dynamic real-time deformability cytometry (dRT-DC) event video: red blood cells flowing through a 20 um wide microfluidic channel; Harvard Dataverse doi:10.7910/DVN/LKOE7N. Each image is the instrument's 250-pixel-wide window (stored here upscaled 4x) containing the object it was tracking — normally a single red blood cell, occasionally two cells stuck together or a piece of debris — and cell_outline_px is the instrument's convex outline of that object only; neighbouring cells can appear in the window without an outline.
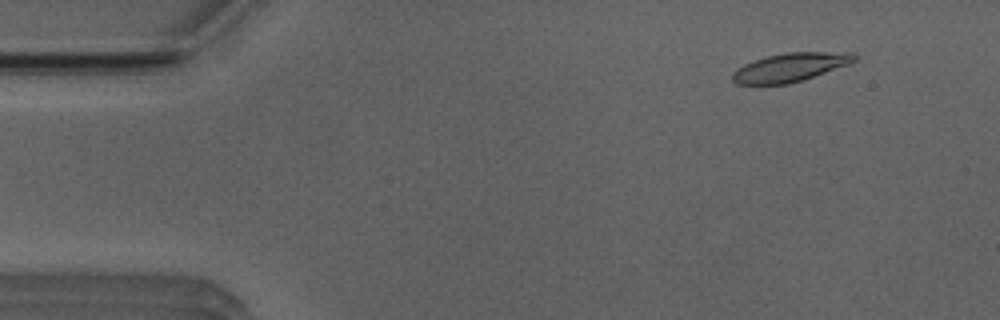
{"species": "Egyptian fruit bat (a non-hibernating species)", "species_latin": "Rousettus aegyptiacus", "temperature_condition": "room temperature", "stored_images_in_passage": 19, "camera_frame_rate_fps": 3000, "um_per_image_px": 0.085, "animal": {"sex": "male"}, "frame": {"image": 1, "passage_image": 5, "time_ms": 1.333, "image_size_px": [1000, 320], "cell_outline_px": [[856, 60], [848, 64], [804, 80], [788, 84], [736, 84], [732, 80], [732, 72], [736, 68], [744, 64], [768, 56], [788, 52], [852, 52], [856, 56]], "centroid_in_image_um": [67.16, 5.72], "position_along_channel_um": 17.8, "area_um2": 20.23}}
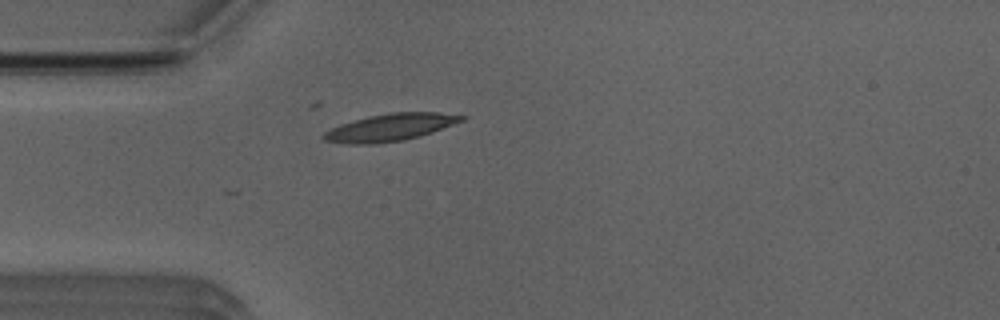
{"frame": {"image": 2, "passage_image": 14, "time_ms": 4.333, "image_size_px": [1000, 320], "cell_outline_px": [[468, 116], [464, 120], [432, 132], [420, 136], [404, 140], [376, 144], [348, 144], [324, 140], [320, 136], [324, 132], [340, 124], [368, 116], [392, 112], [440, 112]], "centroid_in_image_um": [33.17, 10.83], "position_along_channel_um": 51.8, "area_um2": 21.96}}